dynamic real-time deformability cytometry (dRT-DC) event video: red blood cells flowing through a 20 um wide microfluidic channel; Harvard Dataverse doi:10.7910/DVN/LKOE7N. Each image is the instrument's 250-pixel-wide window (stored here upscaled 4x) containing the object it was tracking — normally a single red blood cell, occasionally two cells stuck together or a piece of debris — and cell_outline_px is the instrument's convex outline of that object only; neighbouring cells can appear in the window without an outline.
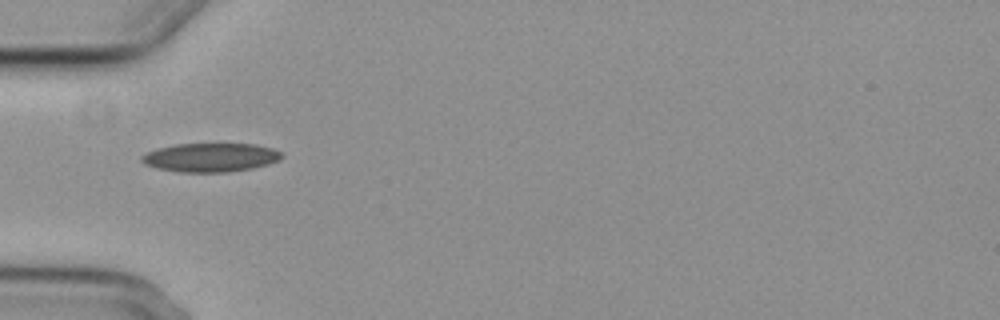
{"species": "common noctule bat (a hibernating species)", "species_latin": "Nyctalus noctula", "temperature_condition": "cold", "stored_images_in_passage": 3, "camera_frame_rate_fps": 3000, "um_per_image_px": 0.085, "animal": {"sex": "female", "body_mass_g": 29.2, "forearm_length_mm": 56.3}, "frame": {"image": 1, "passage_image": 1, "time_ms": 0.0, "image_size_px": [1000, 320], "cell_outline_px": [[284, 156], [280, 160], [268, 164], [252, 168], [228, 172], [180, 172], [156, 168], [144, 164], [140, 160], [140, 156], [148, 152], [160, 148], [176, 144], [256, 144], [272, 148], [280, 152]], "centroid_in_image_um": [17.9, 13.39], "position_along_channel_um": 67.1, "area_um2": 23.47}}
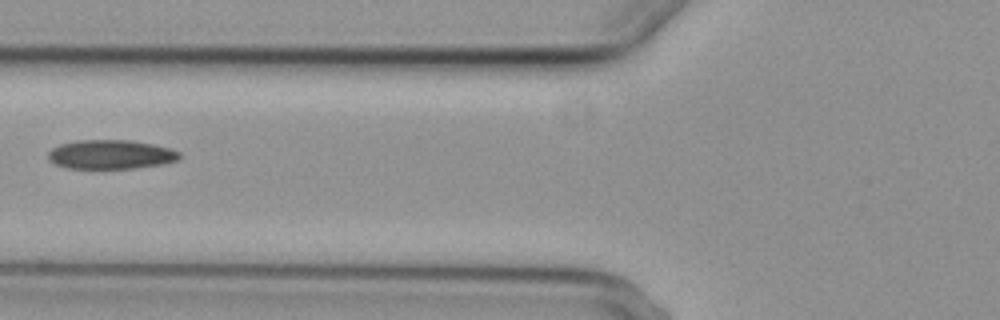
{"frame": {"image": 2, "passage_image": 2, "time_ms": 1.333, "image_size_px": [1000, 320], "cell_outline_px": [[180, 156], [176, 160], [164, 164], [132, 168], [64, 168], [48, 160], [48, 152], [52, 148], [60, 144], [80, 140], [132, 140], [152, 144], [168, 148], [180, 152]], "centroid_in_image_um": [9.39, 13.13], "position_along_channel_um": 116.4, "area_um2": 22.2}}
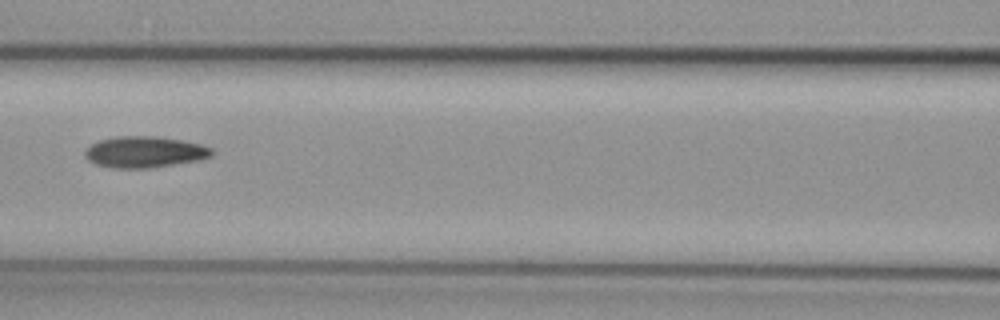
{"frame": {"image": 3, "passage_image": 3, "time_ms": 2.333, "image_size_px": [1000, 320], "cell_outline_px": [[216, 152], [212, 156], [200, 160], [152, 168], [112, 168], [96, 164], [88, 160], [84, 156], [84, 152], [92, 144], [100, 140], [116, 136], [156, 136], [184, 140], [200, 144], [212, 148]], "centroid_in_image_um": [12.34, 12.92], "position_along_channel_um": 154.3, "area_um2": 23.35}}